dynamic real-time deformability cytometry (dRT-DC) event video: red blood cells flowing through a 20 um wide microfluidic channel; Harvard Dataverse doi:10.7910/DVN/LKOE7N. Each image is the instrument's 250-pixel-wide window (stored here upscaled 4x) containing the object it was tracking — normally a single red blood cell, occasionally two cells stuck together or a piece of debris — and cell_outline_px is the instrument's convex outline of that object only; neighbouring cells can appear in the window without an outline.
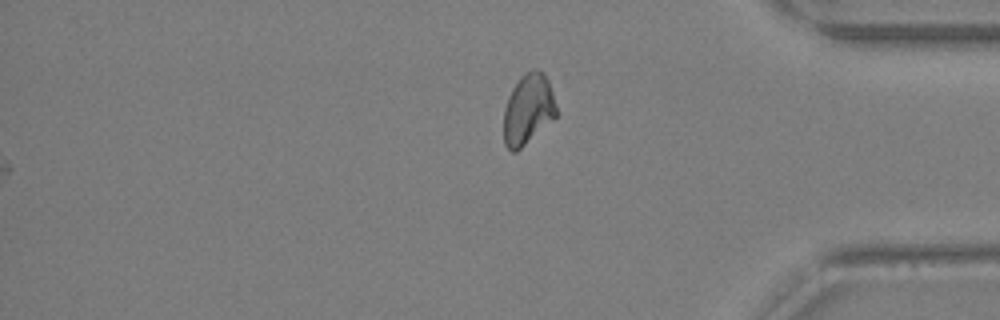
{"species": "Egyptian fruit bat (a non-hibernating species)", "species_latin": "Rousettus aegyptiacus", "temperature_condition": "warm", "stored_images_in_passage": 33, "segment_of_instrument_passage": [2, 2], "camera_frame_rate_fps": 3000, "um_per_image_px": 0.085, "animal": {"sex": "female"}, "frame": {"image": 1, "passage_image": 33, "time_ms": 10.667, "image_size_px": [1000, 320], "cell_outline_px": [[556, 116], [552, 120], [516, 152], [512, 152], [504, 144], [504, 108], [508, 96], [512, 88], [520, 76], [524, 72], [536, 68], [548, 80], [556, 104]], "centroid_in_image_um": [44.86, 9.28], "position_along_channel_um": 390.3, "area_um2": 21.44}}